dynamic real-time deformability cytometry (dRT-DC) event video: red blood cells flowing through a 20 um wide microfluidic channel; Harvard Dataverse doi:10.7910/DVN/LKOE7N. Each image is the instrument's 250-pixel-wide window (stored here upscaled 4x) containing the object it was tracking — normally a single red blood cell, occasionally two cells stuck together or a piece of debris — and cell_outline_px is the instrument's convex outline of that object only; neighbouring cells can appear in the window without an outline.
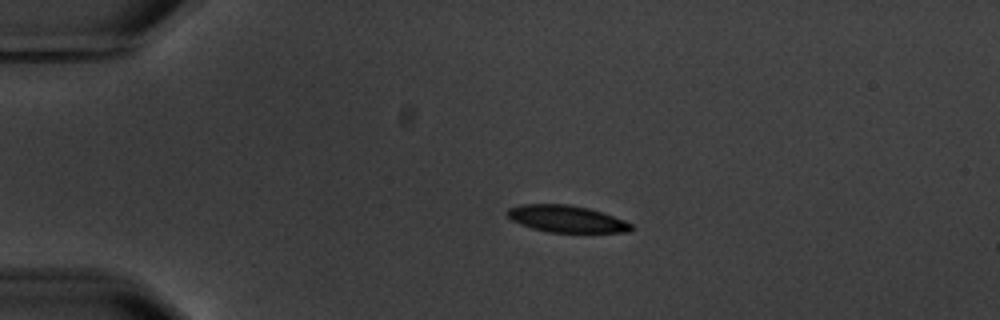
{"species": "common noctule bat (a hibernating species)", "species_latin": "Nyctalus noctula", "temperature_condition": "warm", "stored_images_in_passage": 5, "camera_frame_rate_fps": 3000, "um_per_image_px": 0.085, "animal": {"sex": "male", "body_mass_g": 20.1, "forearm_length_mm": 53.5}, "frame": {"image": 1, "passage_image": 3, "time_ms": 2.333, "image_size_px": [1000, 320], "cell_outline_px": [[636, 228], [628, 232], [548, 232], [532, 228], [520, 224], [512, 220], [504, 212], [508, 208], [520, 204], [568, 204], [588, 208], [624, 220], [632, 224]], "centroid_in_image_um": [48.13, 18.6], "position_along_channel_um": 36.9, "area_um2": 19.42}}
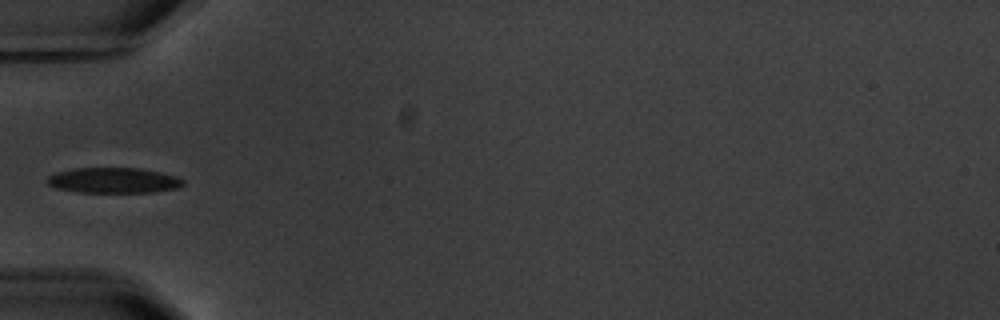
{"frame": {"image": 2, "passage_image": 5, "time_ms": 4.667, "image_size_px": [1000, 320], "cell_outline_px": [[184, 184], [176, 188], [152, 192], [76, 192], [56, 188], [48, 184], [44, 180], [48, 176], [56, 172], [72, 168], [140, 168], [160, 172], [176, 176], [184, 180]], "centroid_in_image_um": [9.61, 15.32], "position_along_channel_um": 75.4, "area_um2": 20.23}}